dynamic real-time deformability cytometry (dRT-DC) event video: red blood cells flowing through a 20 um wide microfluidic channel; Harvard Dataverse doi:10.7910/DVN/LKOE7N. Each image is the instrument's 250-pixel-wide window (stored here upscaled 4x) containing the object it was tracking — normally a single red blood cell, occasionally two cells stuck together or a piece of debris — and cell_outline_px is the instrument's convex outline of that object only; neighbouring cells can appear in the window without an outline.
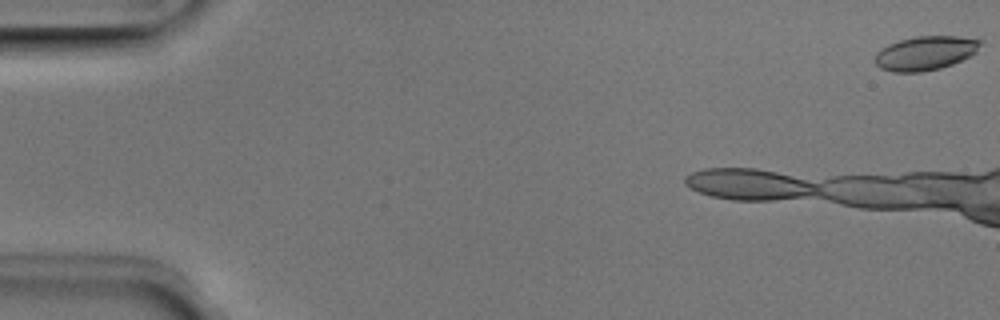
{"species": "Egyptian fruit bat (a non-hibernating species)", "species_latin": "Rousettus aegyptiacus", "temperature_condition": "room temperature", "stored_images_in_passage": 6, "camera_frame_rate_fps": 3000, "um_per_image_px": 0.085, "animal": {"sex": "male"}, "frame": {"image": 1, "passage_image": 1, "time_ms": 0.0, "image_size_px": [1000, 320], "cell_outline_px": [[984, 40], [976, 52], [972, 56], [952, 64], [940, 68], [920, 72], [892, 72], [880, 68], [876, 64], [876, 52], [880, 48], [888, 44], [912, 36], [956, 36]], "centroid_in_image_um": [78.67, 4.51], "position_along_channel_um": 6.3, "area_um2": 21.1}}